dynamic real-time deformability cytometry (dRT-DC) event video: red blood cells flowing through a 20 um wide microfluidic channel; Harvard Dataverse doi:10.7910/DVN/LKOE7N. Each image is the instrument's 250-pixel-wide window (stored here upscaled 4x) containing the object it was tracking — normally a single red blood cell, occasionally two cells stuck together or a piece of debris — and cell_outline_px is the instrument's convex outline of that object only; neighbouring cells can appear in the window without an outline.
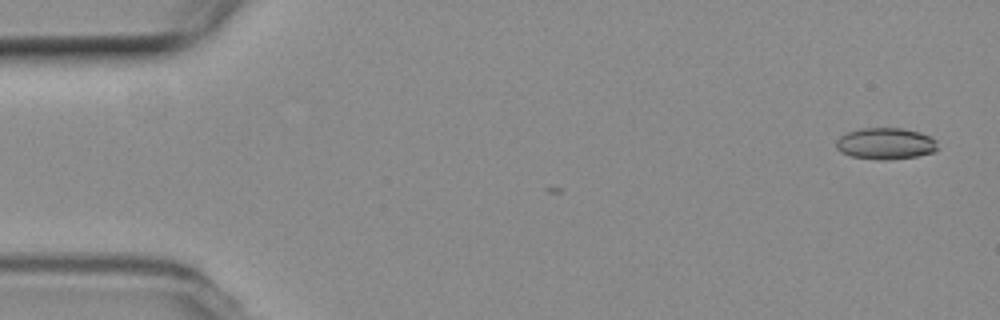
{"species": "common noctule bat (a hibernating species)", "species_latin": "Nyctalus noctula", "temperature_condition": "room temperature", "stored_images_in_passage": 3, "camera_frame_rate_fps": 3000, "um_per_image_px": 0.085, "animal": {"sex": "female", "body_mass_g": 19.3, "forearm_length_mm": 54.1}, "frame": {"image": 1, "passage_image": 3, "time_ms": 0.667, "image_size_px": [1000, 320], "cell_outline_px": [[936, 152], [916, 156], [888, 160], [880, 160], [852, 156], [840, 152], [836, 148], [836, 140], [840, 136], [848, 132], [860, 128], [904, 128], [920, 132], [932, 136], [936, 140]], "centroid_in_image_um": [75.28, 12.2], "position_along_channel_um": 9.7, "area_um2": 18.79}}